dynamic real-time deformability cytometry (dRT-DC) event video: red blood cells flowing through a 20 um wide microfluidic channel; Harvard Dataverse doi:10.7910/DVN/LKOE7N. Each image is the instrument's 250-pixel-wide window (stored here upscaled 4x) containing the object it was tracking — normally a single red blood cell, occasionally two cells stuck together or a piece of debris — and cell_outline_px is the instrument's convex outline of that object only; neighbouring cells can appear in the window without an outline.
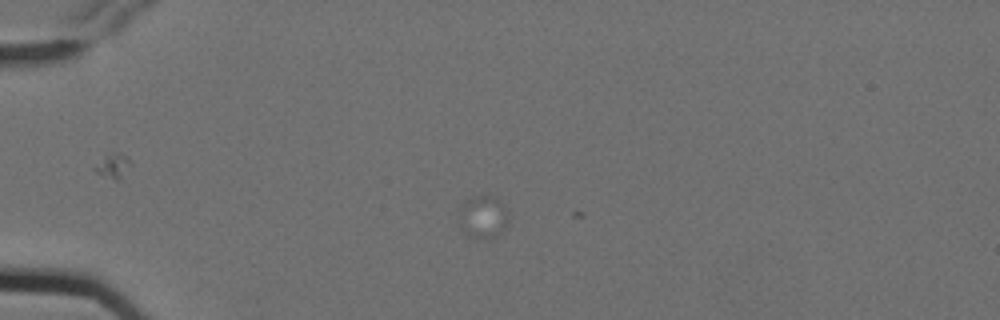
{"species": "Egyptian fruit bat (a non-hibernating species)", "species_latin": "Rousettus aegyptiacus", "temperature_condition": "cold", "stored_images_in_passage": 18, "camera_frame_rate_fps": 3000, "um_per_image_px": 0.085, "animal": {"sex": "female"}, "frame": {"image": 1, "passage_image": 6, "time_ms": 1.667, "image_size_px": [1000, 320], "cell_outline_px": [[508, 220], [500, 232], [496, 236], [468, 236], [464, 232], [460, 224], [460, 208], [464, 200], [472, 196], [496, 196], [504, 208], [508, 216]], "centroid_in_image_um": [41.03, 18.38], "position_along_channel_um": 44.0, "area_um2": 11.79}}
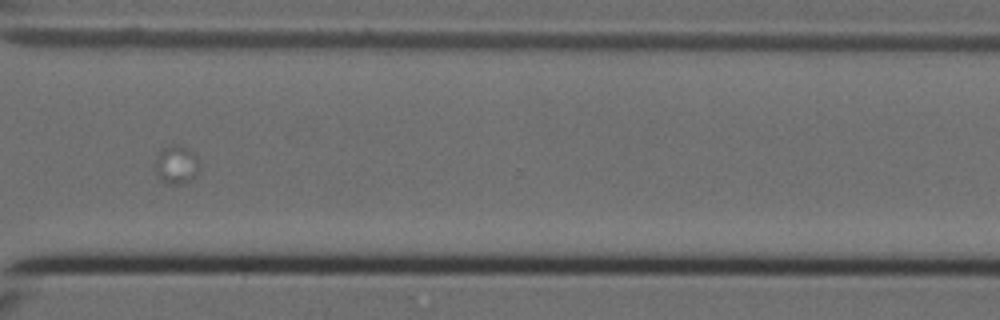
{"frame": {"image": 2, "passage_image": 15, "time_ms": 4.667, "image_size_px": [1000, 320], "cell_outline_px": [[200, 168], [184, 184], [168, 184], [160, 180], [156, 176], [156, 156], [160, 148], [172, 144], [176, 144], [188, 148], [196, 156], [200, 164]], "centroid_in_image_um": [14.96, 13.98], "position_along_channel_um": 355.6, "area_um2": 10.0}}